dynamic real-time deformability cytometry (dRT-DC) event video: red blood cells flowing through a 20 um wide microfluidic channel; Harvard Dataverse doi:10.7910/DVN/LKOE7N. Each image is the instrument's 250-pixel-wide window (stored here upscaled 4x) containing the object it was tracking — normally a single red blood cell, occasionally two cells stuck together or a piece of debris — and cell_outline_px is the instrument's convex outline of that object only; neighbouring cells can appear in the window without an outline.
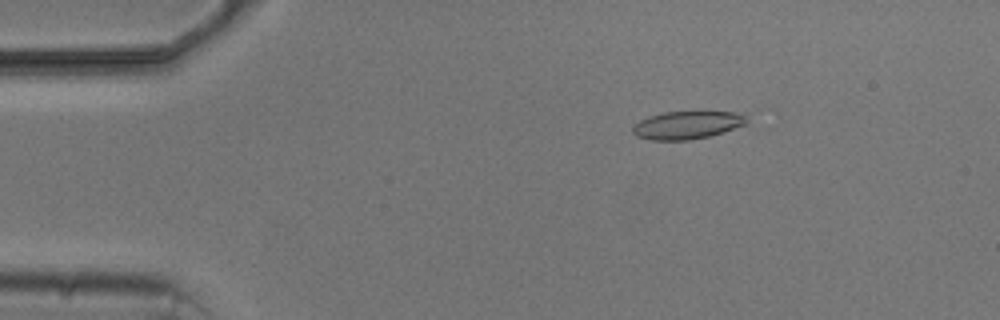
{"species": "common noctule bat (a hibernating species)", "species_latin": "Nyctalus noctula", "temperature_condition": "cold", "stored_images_in_passage": 6, "camera_frame_rate_fps": 3000, "um_per_image_px": 0.085, "animal": {"sex": "male", "body_mass_g": 20.5, "forearm_length_mm": 52.5}, "frame": {"image": 1, "passage_image": 3, "time_ms": 2.0, "image_size_px": [1000, 320], "cell_outline_px": [[748, 124], [724, 132], [708, 136], [688, 140], [652, 140], [636, 136], [632, 132], [632, 128], [640, 120], [648, 116], [664, 112], [736, 112], [744, 116], [748, 120]], "centroid_in_image_um": [58.41, 10.63], "position_along_channel_um": 26.6, "area_um2": 18.44}}